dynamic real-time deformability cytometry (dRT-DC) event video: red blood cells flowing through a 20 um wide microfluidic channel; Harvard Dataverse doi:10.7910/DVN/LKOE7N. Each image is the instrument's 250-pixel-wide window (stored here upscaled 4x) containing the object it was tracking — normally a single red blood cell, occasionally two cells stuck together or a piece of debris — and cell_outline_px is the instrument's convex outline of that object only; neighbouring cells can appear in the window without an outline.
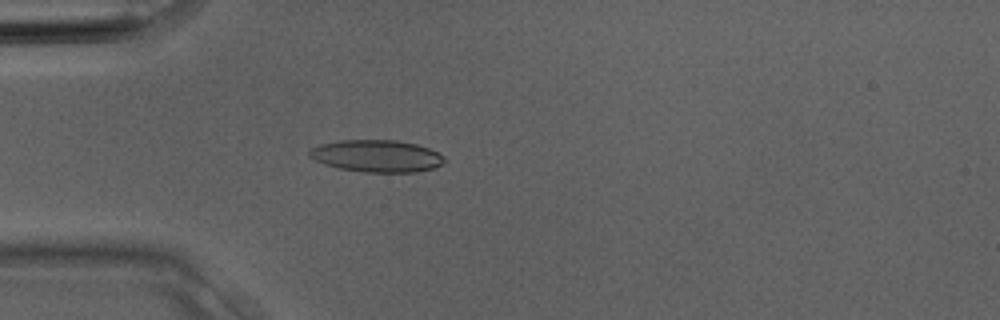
{"species": "Egyptian fruit bat (a non-hibernating species)", "species_latin": "Rousettus aegyptiacus", "temperature_condition": "room temperature", "stored_images_in_passage": 2, "camera_frame_rate_fps": 3000, "um_per_image_px": 0.085, "animal": {"sex": "male"}, "frame": {"image": 1, "passage_image": 2, "time_ms": 0.333, "image_size_px": [1000, 320], "cell_outline_px": [[448, 160], [432, 168], [416, 172], [364, 172], [340, 168], [324, 164], [308, 156], [308, 152], [312, 148], [320, 144], [340, 140], [396, 140], [416, 144], [428, 148], [444, 156]], "centroid_in_image_um": [32.02, 13.25], "position_along_channel_um": 53.0, "area_um2": 25.14}}